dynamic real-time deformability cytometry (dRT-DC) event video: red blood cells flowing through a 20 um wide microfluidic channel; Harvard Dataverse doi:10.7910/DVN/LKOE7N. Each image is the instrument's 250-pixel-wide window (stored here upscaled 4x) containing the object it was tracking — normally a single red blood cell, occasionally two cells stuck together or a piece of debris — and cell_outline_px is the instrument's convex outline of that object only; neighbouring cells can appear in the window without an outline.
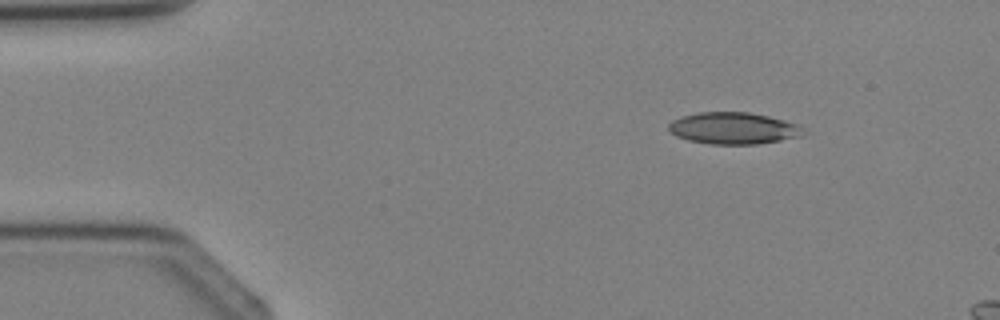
{"species": "Egyptian fruit bat (a non-hibernating species)", "species_latin": "Rousettus aegyptiacus", "temperature_condition": "cold", "stored_images_in_passage": 3, "camera_frame_rate_fps": 3000, "um_per_image_px": 0.085, "animal": {"sex": "female"}, "frame": {"image": 1, "passage_image": 1, "time_ms": 0.0, "image_size_px": [1000, 320], "cell_outline_px": [[808, 132], [804, 136], [756, 144], [712, 144], [688, 140], [676, 136], [668, 128], [668, 124], [672, 120], [680, 116], [700, 112], [748, 112], [768, 116], [800, 124]], "centroid_in_image_um": [62.39, 10.9], "position_along_channel_um": 22.6, "area_um2": 25.14}}